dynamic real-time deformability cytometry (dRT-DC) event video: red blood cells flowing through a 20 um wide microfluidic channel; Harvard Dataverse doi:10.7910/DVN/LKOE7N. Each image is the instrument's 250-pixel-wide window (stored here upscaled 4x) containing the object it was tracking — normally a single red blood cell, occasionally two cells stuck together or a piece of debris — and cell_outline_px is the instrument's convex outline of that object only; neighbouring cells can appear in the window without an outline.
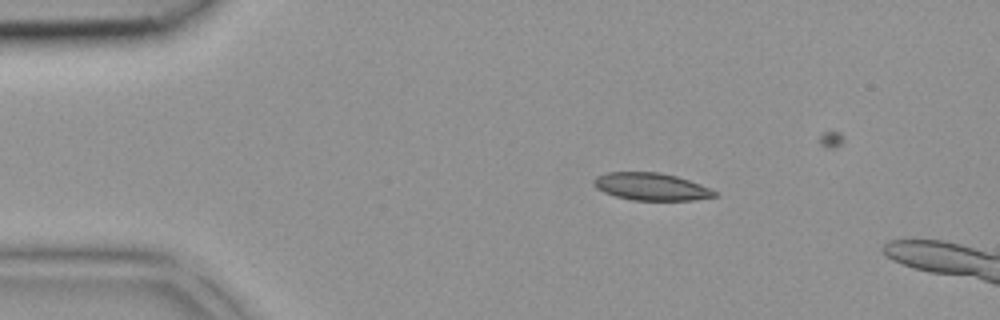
{"species": "common noctule bat (a hibernating species)", "species_latin": "Nyctalus noctula", "temperature_condition": "room temperature", "stored_images_in_passage": 32, "camera_frame_rate_fps": 3000, "um_per_image_px": 0.085, "animal": {"sex": "female", "body_mass_g": 18.4}, "frame": {"image": 1, "passage_image": 1, "time_ms": 0.0, "image_size_px": [1000, 320], "cell_outline_px": [[716, 196], [692, 200], [632, 200], [616, 196], [604, 192], [596, 188], [592, 180], [596, 176], [608, 172], [660, 172], [676, 176], [700, 184], [716, 192]], "centroid_in_image_um": [55.31, 15.86], "position_along_channel_um": 29.7, "area_um2": 19.13}}
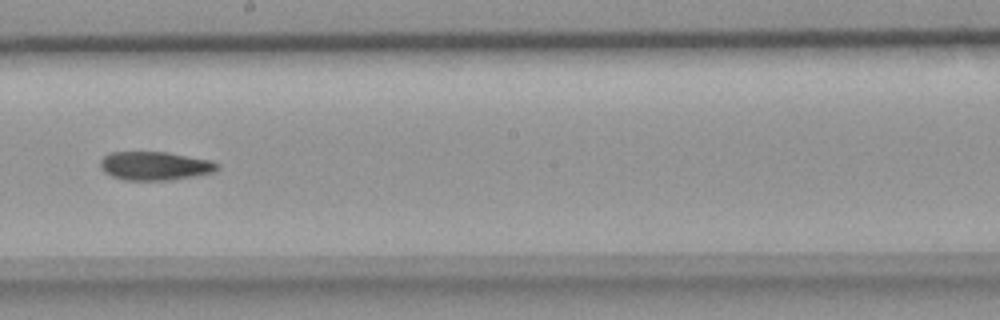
{"frame": {"image": 2, "passage_image": 17, "time_ms": 5.333, "image_size_px": [1000, 320], "cell_outline_px": [[220, 164], [212, 172], [192, 176], [168, 180], [124, 180], [112, 176], [104, 172], [100, 168], [100, 160], [104, 156], [112, 152], [168, 152], [212, 160]], "centroid_in_image_um": [13.14, 14.09], "position_along_channel_um": 235.1, "area_um2": 19.42}}
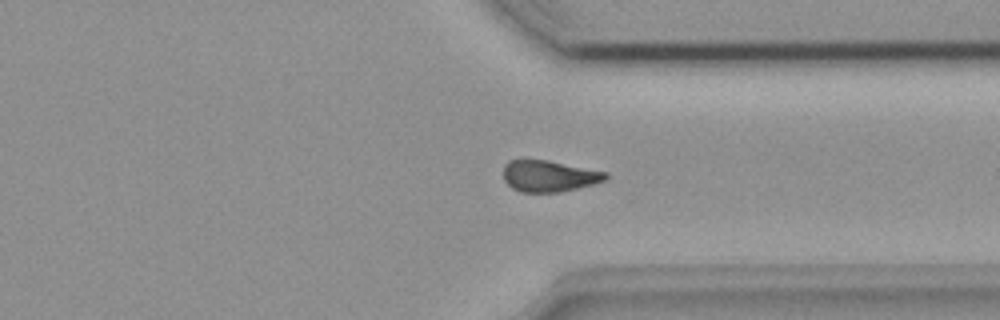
{"frame": {"image": 3, "passage_image": 25, "time_ms": 8.0, "image_size_px": [1000, 320], "cell_outline_px": [[608, 180], [596, 184], [560, 192], [520, 192], [512, 188], [504, 180], [504, 164], [508, 160], [548, 160], [608, 172]], "centroid_in_image_um": [46.71, 14.97], "position_along_channel_um": 364.7, "area_um2": 18.9}}